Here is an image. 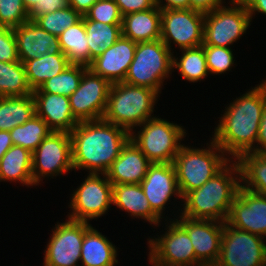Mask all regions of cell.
<instances>
[{"label":"cell","instance_id":"681fc988","mask_svg":"<svg viewBox=\"0 0 266 266\" xmlns=\"http://www.w3.org/2000/svg\"><path fill=\"white\" fill-rule=\"evenodd\" d=\"M40 1L41 0H23V3L27 11L29 12L33 6L40 4Z\"/></svg>","mask_w":266,"mask_h":266},{"label":"cell","instance_id":"8d00e7d4","mask_svg":"<svg viewBox=\"0 0 266 266\" xmlns=\"http://www.w3.org/2000/svg\"><path fill=\"white\" fill-rule=\"evenodd\" d=\"M206 57V65L209 74L220 75L231 71L235 65L233 49L228 47H217L203 45Z\"/></svg>","mask_w":266,"mask_h":266},{"label":"cell","instance_id":"d6986e66","mask_svg":"<svg viewBox=\"0 0 266 266\" xmlns=\"http://www.w3.org/2000/svg\"><path fill=\"white\" fill-rule=\"evenodd\" d=\"M137 42L125 38L122 35L110 47L95 59L88 68L111 84L124 82L130 64L133 61Z\"/></svg>","mask_w":266,"mask_h":266},{"label":"cell","instance_id":"d4e9b609","mask_svg":"<svg viewBox=\"0 0 266 266\" xmlns=\"http://www.w3.org/2000/svg\"><path fill=\"white\" fill-rule=\"evenodd\" d=\"M117 248L108 237L91 226L84 234L80 266H115L119 262Z\"/></svg>","mask_w":266,"mask_h":266},{"label":"cell","instance_id":"4fadbf2b","mask_svg":"<svg viewBox=\"0 0 266 266\" xmlns=\"http://www.w3.org/2000/svg\"><path fill=\"white\" fill-rule=\"evenodd\" d=\"M92 225L69 218L57 222L44 250L43 266H80L84 234Z\"/></svg>","mask_w":266,"mask_h":266},{"label":"cell","instance_id":"60d3db41","mask_svg":"<svg viewBox=\"0 0 266 266\" xmlns=\"http://www.w3.org/2000/svg\"><path fill=\"white\" fill-rule=\"evenodd\" d=\"M69 6V0H41L28 12L29 20L34 21L38 16L45 13H52Z\"/></svg>","mask_w":266,"mask_h":266},{"label":"cell","instance_id":"7402d4cb","mask_svg":"<svg viewBox=\"0 0 266 266\" xmlns=\"http://www.w3.org/2000/svg\"><path fill=\"white\" fill-rule=\"evenodd\" d=\"M35 114L55 132L70 133L79 123L73 116L69 97L52 93H32Z\"/></svg>","mask_w":266,"mask_h":266},{"label":"cell","instance_id":"9c48e42d","mask_svg":"<svg viewBox=\"0 0 266 266\" xmlns=\"http://www.w3.org/2000/svg\"><path fill=\"white\" fill-rule=\"evenodd\" d=\"M206 13L202 45L228 47L246 33L251 25V18L243 2L229 1Z\"/></svg>","mask_w":266,"mask_h":266},{"label":"cell","instance_id":"836d02e7","mask_svg":"<svg viewBox=\"0 0 266 266\" xmlns=\"http://www.w3.org/2000/svg\"><path fill=\"white\" fill-rule=\"evenodd\" d=\"M9 132L13 145L21 146L33 153L52 130L41 117L34 114L24 124L16 126Z\"/></svg>","mask_w":266,"mask_h":266},{"label":"cell","instance_id":"f6af8a7d","mask_svg":"<svg viewBox=\"0 0 266 266\" xmlns=\"http://www.w3.org/2000/svg\"><path fill=\"white\" fill-rule=\"evenodd\" d=\"M242 2L249 12L251 21L253 16L255 18L256 14L266 15V0H243Z\"/></svg>","mask_w":266,"mask_h":266},{"label":"cell","instance_id":"ac0fdd59","mask_svg":"<svg viewBox=\"0 0 266 266\" xmlns=\"http://www.w3.org/2000/svg\"><path fill=\"white\" fill-rule=\"evenodd\" d=\"M226 222L266 239V196L240 186Z\"/></svg>","mask_w":266,"mask_h":266},{"label":"cell","instance_id":"cb8c5ba5","mask_svg":"<svg viewBox=\"0 0 266 266\" xmlns=\"http://www.w3.org/2000/svg\"><path fill=\"white\" fill-rule=\"evenodd\" d=\"M122 36L134 42L155 41L161 38V9L155 7L129 13L122 18Z\"/></svg>","mask_w":266,"mask_h":266},{"label":"cell","instance_id":"f546056e","mask_svg":"<svg viewBox=\"0 0 266 266\" xmlns=\"http://www.w3.org/2000/svg\"><path fill=\"white\" fill-rule=\"evenodd\" d=\"M60 48L70 64L90 65V52L84 26V16L58 36Z\"/></svg>","mask_w":266,"mask_h":266},{"label":"cell","instance_id":"1f68e13d","mask_svg":"<svg viewBox=\"0 0 266 266\" xmlns=\"http://www.w3.org/2000/svg\"><path fill=\"white\" fill-rule=\"evenodd\" d=\"M180 51L182 54L179 57L173 53V72L174 69L178 70L182 78L189 83L203 81L209 75L203 45Z\"/></svg>","mask_w":266,"mask_h":266},{"label":"cell","instance_id":"484cf974","mask_svg":"<svg viewBox=\"0 0 266 266\" xmlns=\"http://www.w3.org/2000/svg\"><path fill=\"white\" fill-rule=\"evenodd\" d=\"M20 182L23 186H33L32 153L13 145L0 159V182Z\"/></svg>","mask_w":266,"mask_h":266},{"label":"cell","instance_id":"7c38bea8","mask_svg":"<svg viewBox=\"0 0 266 266\" xmlns=\"http://www.w3.org/2000/svg\"><path fill=\"white\" fill-rule=\"evenodd\" d=\"M214 266H266V239L223 222L220 253Z\"/></svg>","mask_w":266,"mask_h":266},{"label":"cell","instance_id":"b9f144b4","mask_svg":"<svg viewBox=\"0 0 266 266\" xmlns=\"http://www.w3.org/2000/svg\"><path fill=\"white\" fill-rule=\"evenodd\" d=\"M122 16L129 13L151 9L156 6L155 0H114Z\"/></svg>","mask_w":266,"mask_h":266},{"label":"cell","instance_id":"2e32d148","mask_svg":"<svg viewBox=\"0 0 266 266\" xmlns=\"http://www.w3.org/2000/svg\"><path fill=\"white\" fill-rule=\"evenodd\" d=\"M140 186L149 201L151 209L161 218L173 198L181 199L175 168L172 163H152ZM164 212V213H163ZM164 216V217H163Z\"/></svg>","mask_w":266,"mask_h":266},{"label":"cell","instance_id":"f1b7e54d","mask_svg":"<svg viewBox=\"0 0 266 266\" xmlns=\"http://www.w3.org/2000/svg\"><path fill=\"white\" fill-rule=\"evenodd\" d=\"M34 114L35 101L32 94L0 97V131H10L24 124Z\"/></svg>","mask_w":266,"mask_h":266},{"label":"cell","instance_id":"44dd1931","mask_svg":"<svg viewBox=\"0 0 266 266\" xmlns=\"http://www.w3.org/2000/svg\"><path fill=\"white\" fill-rule=\"evenodd\" d=\"M152 162L130 139L105 173L111 184H140Z\"/></svg>","mask_w":266,"mask_h":266},{"label":"cell","instance_id":"d590c367","mask_svg":"<svg viewBox=\"0 0 266 266\" xmlns=\"http://www.w3.org/2000/svg\"><path fill=\"white\" fill-rule=\"evenodd\" d=\"M82 19V15L71 6L38 16L34 22L50 34L60 36L62 32Z\"/></svg>","mask_w":266,"mask_h":266},{"label":"cell","instance_id":"ba28073f","mask_svg":"<svg viewBox=\"0 0 266 266\" xmlns=\"http://www.w3.org/2000/svg\"><path fill=\"white\" fill-rule=\"evenodd\" d=\"M167 223L164 233L147 239L149 264L152 266H203L195 256L192 242L186 230L173 219ZM169 221V222H168Z\"/></svg>","mask_w":266,"mask_h":266},{"label":"cell","instance_id":"5bb4252c","mask_svg":"<svg viewBox=\"0 0 266 266\" xmlns=\"http://www.w3.org/2000/svg\"><path fill=\"white\" fill-rule=\"evenodd\" d=\"M205 14L187 9H161V40L174 53L203 44ZM172 44V45H171Z\"/></svg>","mask_w":266,"mask_h":266},{"label":"cell","instance_id":"c3c4849f","mask_svg":"<svg viewBox=\"0 0 266 266\" xmlns=\"http://www.w3.org/2000/svg\"><path fill=\"white\" fill-rule=\"evenodd\" d=\"M13 146L9 131H0V159Z\"/></svg>","mask_w":266,"mask_h":266},{"label":"cell","instance_id":"3957f363","mask_svg":"<svg viewBox=\"0 0 266 266\" xmlns=\"http://www.w3.org/2000/svg\"><path fill=\"white\" fill-rule=\"evenodd\" d=\"M241 186L240 169L230 160L217 174L200 188L188 192L178 214L192 219L226 222L231 205Z\"/></svg>","mask_w":266,"mask_h":266},{"label":"cell","instance_id":"74e56055","mask_svg":"<svg viewBox=\"0 0 266 266\" xmlns=\"http://www.w3.org/2000/svg\"><path fill=\"white\" fill-rule=\"evenodd\" d=\"M28 20L23 0H0V26L15 28Z\"/></svg>","mask_w":266,"mask_h":266},{"label":"cell","instance_id":"f907efd6","mask_svg":"<svg viewBox=\"0 0 266 266\" xmlns=\"http://www.w3.org/2000/svg\"><path fill=\"white\" fill-rule=\"evenodd\" d=\"M229 1H239V2H242L243 0H229Z\"/></svg>","mask_w":266,"mask_h":266},{"label":"cell","instance_id":"30bf717a","mask_svg":"<svg viewBox=\"0 0 266 266\" xmlns=\"http://www.w3.org/2000/svg\"><path fill=\"white\" fill-rule=\"evenodd\" d=\"M86 176L81 185L71 193L68 205L71 212H68L66 218L75 221H97L112 207V184L106 174L87 173Z\"/></svg>","mask_w":266,"mask_h":266},{"label":"cell","instance_id":"e0dca14e","mask_svg":"<svg viewBox=\"0 0 266 266\" xmlns=\"http://www.w3.org/2000/svg\"><path fill=\"white\" fill-rule=\"evenodd\" d=\"M175 220L188 233L196 259L203 266H214L220 253L223 222L192 219L180 214Z\"/></svg>","mask_w":266,"mask_h":266},{"label":"cell","instance_id":"e575fe53","mask_svg":"<svg viewBox=\"0 0 266 266\" xmlns=\"http://www.w3.org/2000/svg\"><path fill=\"white\" fill-rule=\"evenodd\" d=\"M87 66L80 64L68 65L60 74L46 80L33 93H52L69 97L79 86Z\"/></svg>","mask_w":266,"mask_h":266},{"label":"cell","instance_id":"ab89813d","mask_svg":"<svg viewBox=\"0 0 266 266\" xmlns=\"http://www.w3.org/2000/svg\"><path fill=\"white\" fill-rule=\"evenodd\" d=\"M0 61H20L13 28L7 26H0Z\"/></svg>","mask_w":266,"mask_h":266},{"label":"cell","instance_id":"8992f818","mask_svg":"<svg viewBox=\"0 0 266 266\" xmlns=\"http://www.w3.org/2000/svg\"><path fill=\"white\" fill-rule=\"evenodd\" d=\"M130 132V140L152 163H173L186 138V129L160 117H153ZM135 131V132H134ZM137 131V132H136Z\"/></svg>","mask_w":266,"mask_h":266},{"label":"cell","instance_id":"ee69618b","mask_svg":"<svg viewBox=\"0 0 266 266\" xmlns=\"http://www.w3.org/2000/svg\"><path fill=\"white\" fill-rule=\"evenodd\" d=\"M256 153L266 155V105L263 109L256 141Z\"/></svg>","mask_w":266,"mask_h":266},{"label":"cell","instance_id":"bcb514c9","mask_svg":"<svg viewBox=\"0 0 266 266\" xmlns=\"http://www.w3.org/2000/svg\"><path fill=\"white\" fill-rule=\"evenodd\" d=\"M160 9H187L189 0H155Z\"/></svg>","mask_w":266,"mask_h":266},{"label":"cell","instance_id":"f35d334b","mask_svg":"<svg viewBox=\"0 0 266 266\" xmlns=\"http://www.w3.org/2000/svg\"><path fill=\"white\" fill-rule=\"evenodd\" d=\"M84 17L92 21L107 24H122L123 16L114 0H98L85 13Z\"/></svg>","mask_w":266,"mask_h":266},{"label":"cell","instance_id":"6da1fadb","mask_svg":"<svg viewBox=\"0 0 266 266\" xmlns=\"http://www.w3.org/2000/svg\"><path fill=\"white\" fill-rule=\"evenodd\" d=\"M228 105L210 138L231 160H236L243 153H256L259 124L266 105V80L251 86Z\"/></svg>","mask_w":266,"mask_h":266},{"label":"cell","instance_id":"d6a6232c","mask_svg":"<svg viewBox=\"0 0 266 266\" xmlns=\"http://www.w3.org/2000/svg\"><path fill=\"white\" fill-rule=\"evenodd\" d=\"M32 93L24 64L21 61H0V97L25 96Z\"/></svg>","mask_w":266,"mask_h":266},{"label":"cell","instance_id":"603a6c76","mask_svg":"<svg viewBox=\"0 0 266 266\" xmlns=\"http://www.w3.org/2000/svg\"><path fill=\"white\" fill-rule=\"evenodd\" d=\"M113 205L128 213L132 219L148 222L152 227H160L163 221L150 207L140 184H113Z\"/></svg>","mask_w":266,"mask_h":266},{"label":"cell","instance_id":"7dc6e473","mask_svg":"<svg viewBox=\"0 0 266 266\" xmlns=\"http://www.w3.org/2000/svg\"><path fill=\"white\" fill-rule=\"evenodd\" d=\"M96 1L98 0H69V6L84 16Z\"/></svg>","mask_w":266,"mask_h":266},{"label":"cell","instance_id":"ffe728a7","mask_svg":"<svg viewBox=\"0 0 266 266\" xmlns=\"http://www.w3.org/2000/svg\"><path fill=\"white\" fill-rule=\"evenodd\" d=\"M13 32L18 57L22 63L45 54H63L58 37L42 29L32 20L13 28Z\"/></svg>","mask_w":266,"mask_h":266},{"label":"cell","instance_id":"83f0119b","mask_svg":"<svg viewBox=\"0 0 266 266\" xmlns=\"http://www.w3.org/2000/svg\"><path fill=\"white\" fill-rule=\"evenodd\" d=\"M28 84L32 91L46 80L60 74L70 62L65 54H45L24 63Z\"/></svg>","mask_w":266,"mask_h":266},{"label":"cell","instance_id":"5b68a950","mask_svg":"<svg viewBox=\"0 0 266 266\" xmlns=\"http://www.w3.org/2000/svg\"><path fill=\"white\" fill-rule=\"evenodd\" d=\"M209 140L203 148L183 144L173 160L182 198L200 188L231 160L213 140Z\"/></svg>","mask_w":266,"mask_h":266},{"label":"cell","instance_id":"4dcf8cb0","mask_svg":"<svg viewBox=\"0 0 266 266\" xmlns=\"http://www.w3.org/2000/svg\"><path fill=\"white\" fill-rule=\"evenodd\" d=\"M84 26L90 52V64L122 35V24H107L84 17Z\"/></svg>","mask_w":266,"mask_h":266},{"label":"cell","instance_id":"9a60e30c","mask_svg":"<svg viewBox=\"0 0 266 266\" xmlns=\"http://www.w3.org/2000/svg\"><path fill=\"white\" fill-rule=\"evenodd\" d=\"M111 83L89 68L83 73L78 89L69 96L74 118L78 122L103 118Z\"/></svg>","mask_w":266,"mask_h":266},{"label":"cell","instance_id":"52a82bcc","mask_svg":"<svg viewBox=\"0 0 266 266\" xmlns=\"http://www.w3.org/2000/svg\"><path fill=\"white\" fill-rule=\"evenodd\" d=\"M172 64L173 52L161 39L137 42L124 83L146 87L160 94L164 80L172 75Z\"/></svg>","mask_w":266,"mask_h":266},{"label":"cell","instance_id":"277c9868","mask_svg":"<svg viewBox=\"0 0 266 266\" xmlns=\"http://www.w3.org/2000/svg\"><path fill=\"white\" fill-rule=\"evenodd\" d=\"M160 94L152 89L124 82L111 85L103 120L131 132L155 117ZM153 113V115H152Z\"/></svg>","mask_w":266,"mask_h":266},{"label":"cell","instance_id":"8fae6325","mask_svg":"<svg viewBox=\"0 0 266 266\" xmlns=\"http://www.w3.org/2000/svg\"><path fill=\"white\" fill-rule=\"evenodd\" d=\"M71 138L68 132L52 131L32 153L34 186L47 177L56 178L73 171Z\"/></svg>","mask_w":266,"mask_h":266},{"label":"cell","instance_id":"7a4b0ae2","mask_svg":"<svg viewBox=\"0 0 266 266\" xmlns=\"http://www.w3.org/2000/svg\"><path fill=\"white\" fill-rule=\"evenodd\" d=\"M74 172L105 174L130 139V132L103 119L79 122L69 133Z\"/></svg>","mask_w":266,"mask_h":266},{"label":"cell","instance_id":"4316f807","mask_svg":"<svg viewBox=\"0 0 266 266\" xmlns=\"http://www.w3.org/2000/svg\"><path fill=\"white\" fill-rule=\"evenodd\" d=\"M236 161L240 169L241 186L266 196V155L247 152L241 154Z\"/></svg>","mask_w":266,"mask_h":266},{"label":"cell","instance_id":"7bdbcfd3","mask_svg":"<svg viewBox=\"0 0 266 266\" xmlns=\"http://www.w3.org/2000/svg\"><path fill=\"white\" fill-rule=\"evenodd\" d=\"M225 3V0H189V8L206 14L214 11L217 7Z\"/></svg>","mask_w":266,"mask_h":266}]
</instances>
